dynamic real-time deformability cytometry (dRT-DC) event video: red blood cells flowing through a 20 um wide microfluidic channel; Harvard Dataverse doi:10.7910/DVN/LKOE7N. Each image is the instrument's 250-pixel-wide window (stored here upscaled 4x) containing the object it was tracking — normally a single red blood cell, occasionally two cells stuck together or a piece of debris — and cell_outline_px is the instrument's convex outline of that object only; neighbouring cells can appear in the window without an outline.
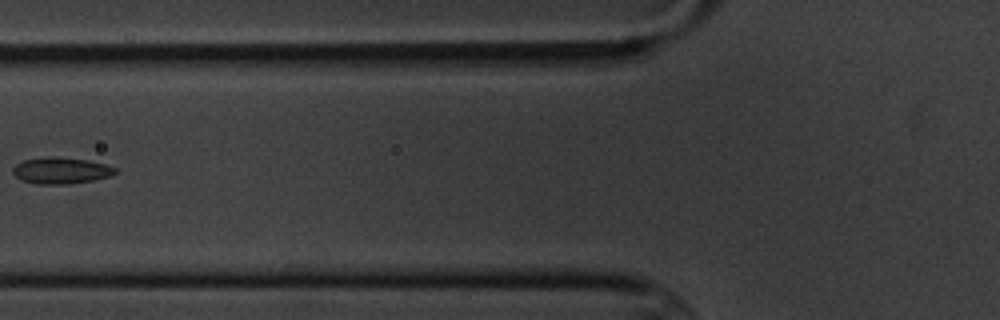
{"species": "common noctule bat (a hibernating species)", "species_latin": "Nyctalus noctula", "temperature_condition": "cold", "stored_images_in_passage": 13, "camera_frame_rate_fps": 3000, "um_per_image_px": 0.085, "animal": {"sex": "male", "body_mass_g": 20.1, "forearm_length_mm": 53.5}, "frame": {"image": 1, "passage_image": 6, "time_ms": 6.667, "image_size_px": [1000, 320], "cell_outline_px": [[116, 172], [108, 176], [96, 180], [68, 184], [36, 184], [20, 180], [12, 172], [12, 168], [16, 164], [24, 160], [52, 156], [56, 156], [88, 160], [108, 164], [116, 168]], "centroid_in_image_um": [5.18, 14.5], "position_along_channel_um": 120.6, "area_um2": 15.9}}
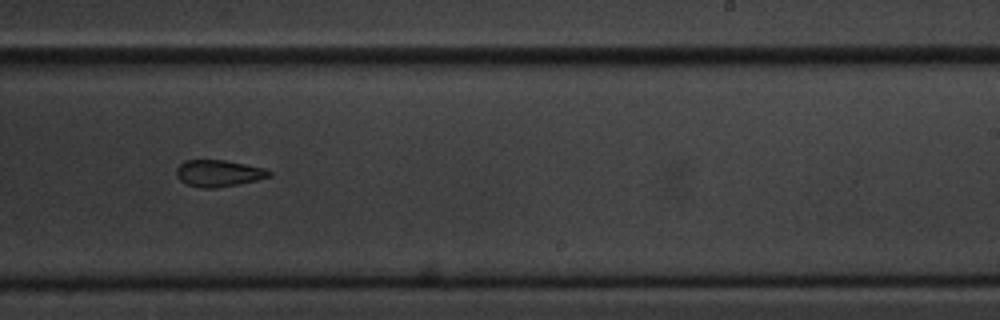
{"frame": {"image": 2, "passage_image": 10, "time_ms": 11.0, "image_size_px": [1000, 320], "cell_outline_px": [[272, 176], [256, 180], [216, 188], [204, 188], [188, 184], [180, 180], [176, 176], [176, 168], [184, 160], [224, 160], [264, 168], [272, 172]], "centroid_in_image_um": [18.56, 14.72], "position_along_channel_um": 270.4, "area_um2": 14.28}}
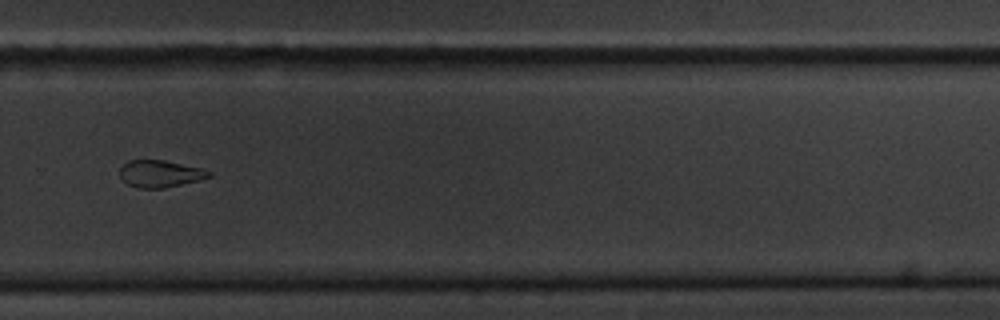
{"frame": {"image": 3, "passage_image": 11, "time_ms": 12.333, "image_size_px": [1000, 320], "cell_outline_px": [[212, 176], [200, 180], [164, 188], [136, 188], [128, 184], [120, 176], [120, 168], [128, 160], [164, 160], [204, 168], [212, 172]], "centroid_in_image_um": [13.65, 14.76], "position_along_channel_um": 316.2, "area_um2": 14.16}, "authors_computed_cell_mechanics": {"area_um2": 15.895, "velocity_mm_per_s": 3.461, "shape_relaxation_time_tau1_ms": 3.6846, "shape_relaxation_time_tau2_ms": null, "deformation_change_tau1": 0.079, "deformation_change_tau2": null}}